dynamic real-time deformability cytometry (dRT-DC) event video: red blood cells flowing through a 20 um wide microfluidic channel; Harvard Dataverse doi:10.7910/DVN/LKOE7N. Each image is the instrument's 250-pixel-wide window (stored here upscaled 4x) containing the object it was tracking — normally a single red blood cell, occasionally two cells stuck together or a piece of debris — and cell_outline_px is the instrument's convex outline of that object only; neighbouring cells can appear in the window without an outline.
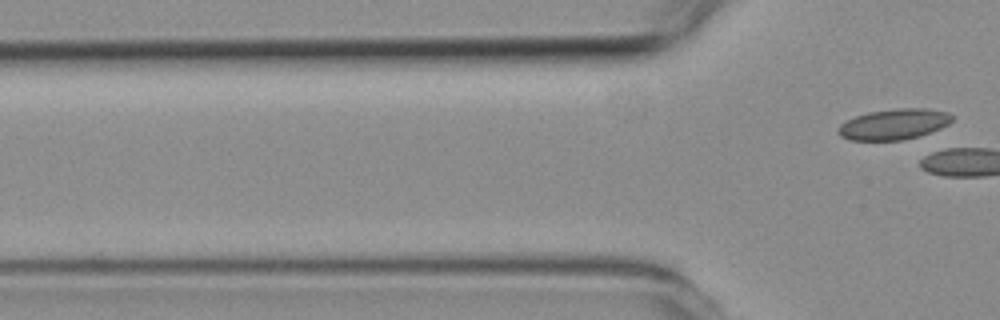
{"species": "common noctule bat (a hibernating species)", "species_latin": "Nyctalus noctula", "temperature_condition": "room temperature", "stored_images_in_passage": 5, "segment_of_instrument_passage": [2, 2], "camera_frame_rate_fps": 3000, "um_per_image_px": 0.085, "animal": {"sex": "female", "body_mass_g": 19.3, "forearm_length_mm": 54.1}, "frame": {"image": 1, "passage_image": 5, "time_ms": 6.0, "image_size_px": [1000, 320], "cell_outline_px": [[952, 120], [948, 124], [940, 128], [920, 136], [904, 140], [848, 140], [840, 136], [836, 132], [840, 124], [856, 116], [868, 112], [904, 108], [924, 108], [948, 112], [952, 116]], "centroid_in_image_um": [75.96, 10.57], "position_along_channel_um": 49.8, "area_um2": 20.29}}